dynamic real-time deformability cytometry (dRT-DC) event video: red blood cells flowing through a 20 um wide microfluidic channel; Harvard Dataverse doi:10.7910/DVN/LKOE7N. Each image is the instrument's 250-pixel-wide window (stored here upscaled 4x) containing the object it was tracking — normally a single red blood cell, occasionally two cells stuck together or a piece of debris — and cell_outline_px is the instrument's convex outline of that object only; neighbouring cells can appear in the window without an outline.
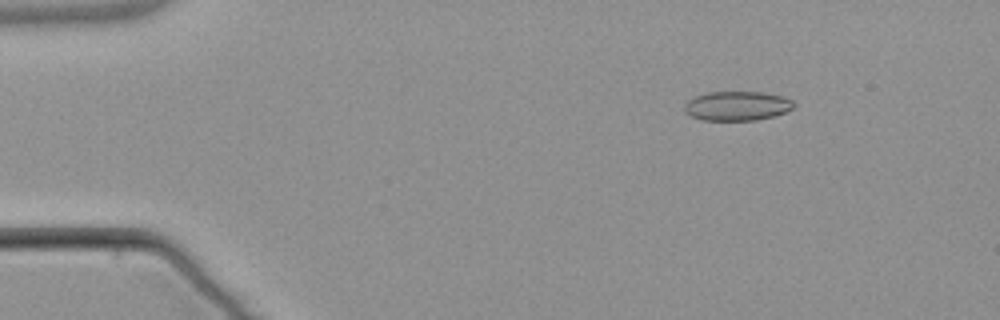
{"species": "common noctule bat (a hibernating species)", "species_latin": "Nyctalus noctula", "temperature_condition": "warm", "stored_images_in_passage": 4, "camera_frame_rate_fps": 3000, "um_per_image_px": 0.085, "animal": {"sex": "male", "body_mass_g": 21.5, "forearm_length_mm": 52.0}, "frame": {"image": 1, "passage_image": 2, "time_ms": 1.333, "image_size_px": [1000, 320], "cell_outline_px": [[796, 104], [792, 108], [784, 112], [772, 116], [756, 120], [700, 120], [684, 112], [684, 104], [692, 96], [708, 92], [764, 92], [784, 96], [792, 100]], "centroid_in_image_um": [62.62, 8.99], "position_along_channel_um": 22.4, "area_um2": 18.84}}